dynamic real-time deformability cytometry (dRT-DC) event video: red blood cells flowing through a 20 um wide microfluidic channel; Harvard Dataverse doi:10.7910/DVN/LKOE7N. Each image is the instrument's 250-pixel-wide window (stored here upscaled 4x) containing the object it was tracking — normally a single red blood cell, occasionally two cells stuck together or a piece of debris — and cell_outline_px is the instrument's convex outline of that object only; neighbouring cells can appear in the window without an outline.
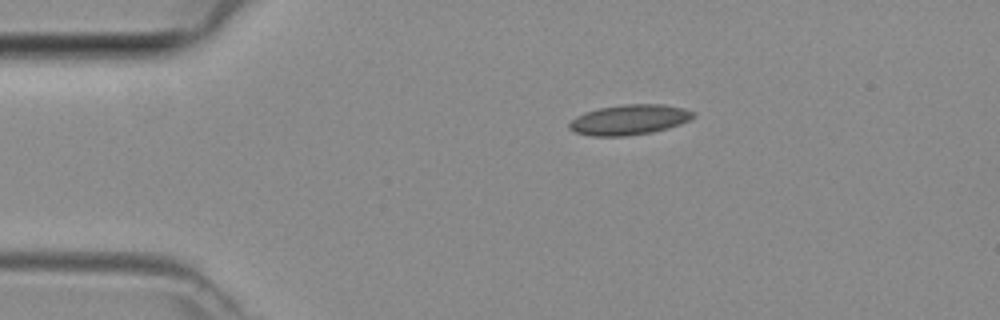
{"species": "common noctule bat (a hibernating species)", "species_latin": "Nyctalus noctula", "temperature_condition": "room temperature", "stored_images_in_passage": 36, "camera_frame_rate_fps": 3000, "um_per_image_px": 0.085, "animal": {"sex": "female", "body_mass_g": 29.2, "forearm_length_mm": 56.3}, "frame": {"image": 1, "passage_image": 1, "time_ms": 0.0, "image_size_px": [1000, 320], "cell_outline_px": [[696, 112], [688, 120], [680, 124], [668, 128], [652, 132], [624, 136], [592, 136], [576, 132], [568, 128], [568, 124], [576, 116], [584, 112], [600, 108], [624, 104], [664, 104], [684, 108]], "centroid_in_image_um": [53.48, 10.17], "position_along_channel_um": 31.5, "area_um2": 21.73}}
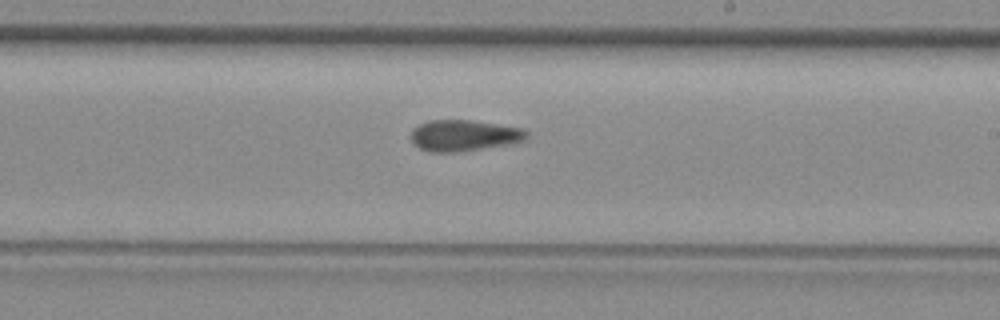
{"frame": {"image": 2, "passage_image": 19, "time_ms": 6.0, "image_size_px": [1000, 320], "cell_outline_px": [[528, 136], [524, 140], [512, 144], [460, 152], [428, 152], [420, 148], [412, 140], [412, 128], [428, 120], [472, 120], [524, 128], [528, 132]], "centroid_in_image_um": [39.48, 11.52], "position_along_channel_um": 249.5, "area_um2": 21.21}}
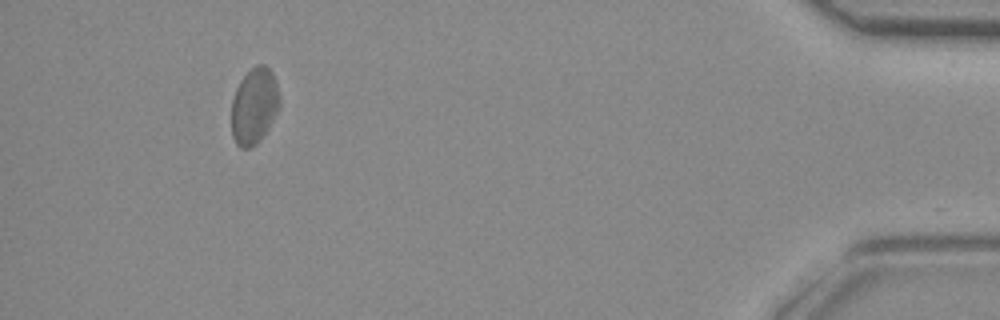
{"frame": {"image": 3, "passage_image": 35, "time_ms": 11.333, "image_size_px": [1000, 320], "cell_outline_px": [[280, 104], [268, 128], [260, 140], [252, 148], [240, 148], [236, 144], [232, 136], [232, 100], [236, 88], [240, 80], [256, 64], [264, 64], [272, 72], [276, 84], [280, 100]], "centroid_in_image_um": [21.59, 9.02], "position_along_channel_um": 413.6, "area_um2": 21.21}}